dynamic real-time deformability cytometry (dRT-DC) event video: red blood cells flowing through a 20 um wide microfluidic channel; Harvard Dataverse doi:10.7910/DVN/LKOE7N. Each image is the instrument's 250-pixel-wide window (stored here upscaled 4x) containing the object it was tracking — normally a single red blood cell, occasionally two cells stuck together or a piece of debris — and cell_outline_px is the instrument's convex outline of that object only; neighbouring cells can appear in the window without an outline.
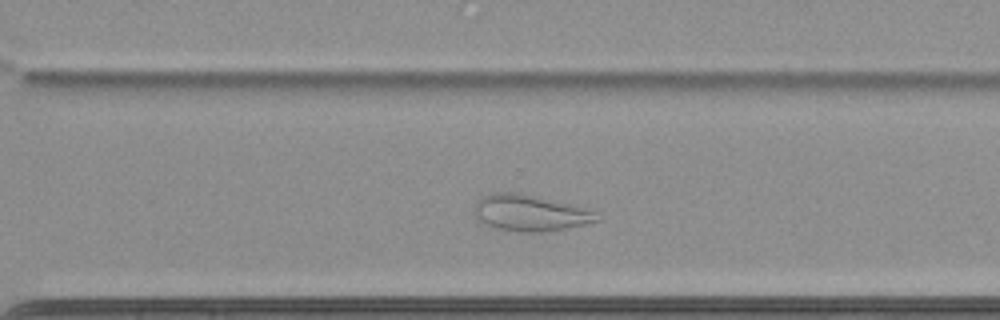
{"species": "common noctule bat (a hibernating species)", "species_latin": "Nyctalus noctula", "temperature_condition": "cold", "stored_images_in_passage": 53, "camera_frame_rate_fps": 3000, "um_per_image_px": 0.085, "animal": {"sex": "female", "body_mass_g": 22.7, "forearm_length_mm": 54.2}, "frame": {"image": 1, "passage_image": 36, "time_ms": 11.667, "image_size_px": [1000, 320], "cell_outline_px": [[600, 220], [584, 224], [564, 228], [540, 232], [520, 232], [496, 228], [476, 220], [472, 208], [472, 204], [480, 196], [492, 192], [520, 192], [584, 208], [596, 212]], "centroid_in_image_um": [44.93, 18.08], "position_along_channel_um": 325.7, "area_um2": 26.01}}
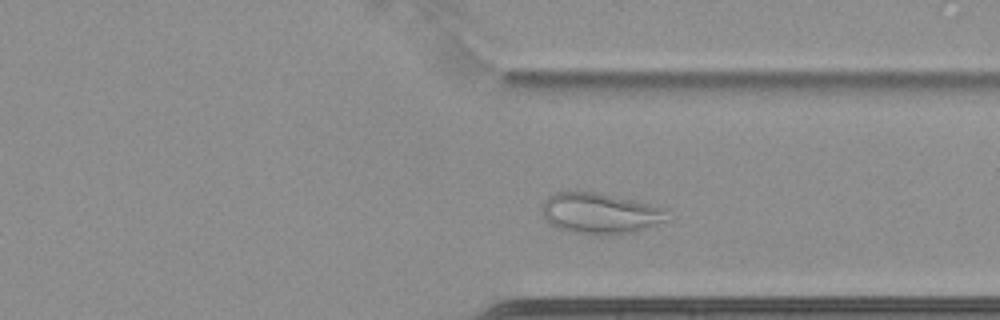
{"frame": {"image": 2, "passage_image": 39, "time_ms": 12.667, "image_size_px": [1000, 320], "cell_outline_px": [[668, 220], [648, 228], [628, 232], [576, 232], [560, 228], [548, 224], [544, 216], [544, 200], [548, 196], [556, 192], [596, 192], [652, 204], [664, 208]], "centroid_in_image_um": [51.02, 18.09], "position_along_channel_um": 360.4, "area_um2": 28.73}}
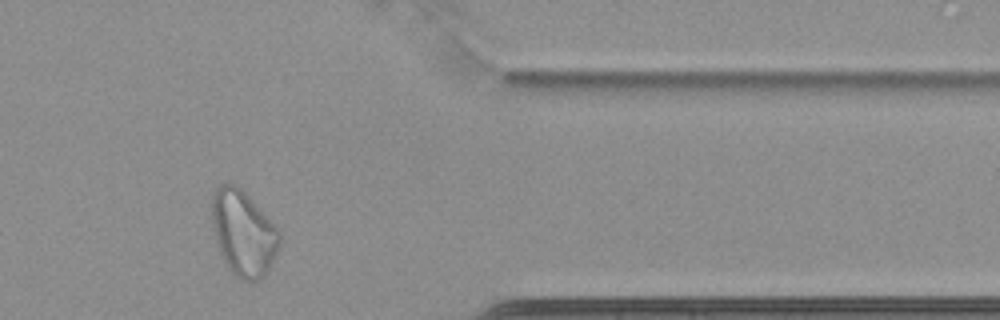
{"frame": {"image": 3, "passage_image": 43, "time_ms": 14.0, "image_size_px": [1000, 320], "cell_outline_px": [[280, 244], [264, 276], [256, 280], [236, 280], [228, 268], [224, 260], [216, 240], [208, 208], [212, 192], [220, 184], [228, 180], [236, 184], [276, 224], [280, 232]], "centroid_in_image_um": [20.63, 19.75], "position_along_channel_um": 390.8, "area_um2": 34.22}}